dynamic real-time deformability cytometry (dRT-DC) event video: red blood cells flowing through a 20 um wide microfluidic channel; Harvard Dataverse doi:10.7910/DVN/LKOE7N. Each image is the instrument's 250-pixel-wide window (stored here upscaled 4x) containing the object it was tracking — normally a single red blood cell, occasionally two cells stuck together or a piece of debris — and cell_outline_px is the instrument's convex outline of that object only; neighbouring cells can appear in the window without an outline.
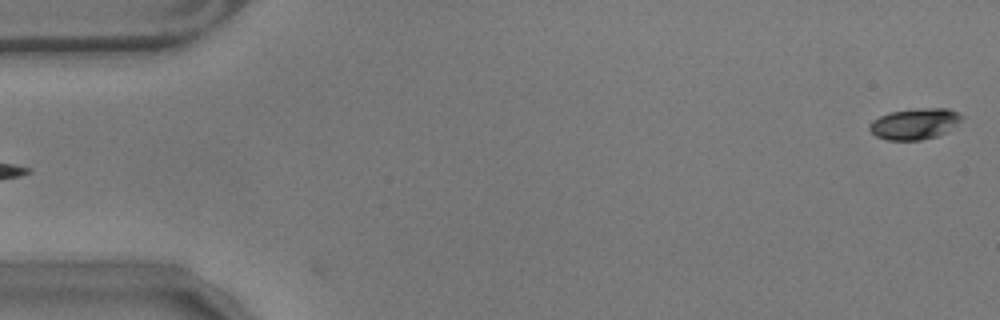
{"species": "common noctule bat (a hibernating species)", "species_latin": "Nyctalus noctula", "temperature_condition": "warm", "stored_images_in_passage": 32, "camera_frame_rate_fps": 3000, "um_per_image_px": 0.085, "animal": {"sex": "male", "body_mass_g": 17.9}, "frame": {"image": 1, "passage_image": 1, "time_ms": 0.0, "image_size_px": [1000, 320], "cell_outline_px": [[964, 116], [948, 132], [936, 136], [920, 140], [888, 140], [876, 136], [868, 128], [868, 124], [872, 120], [888, 112], [916, 108], [948, 108], [960, 112]], "centroid_in_image_um": [77.75, 10.51], "position_along_channel_um": 7.2, "area_um2": 16.88}}
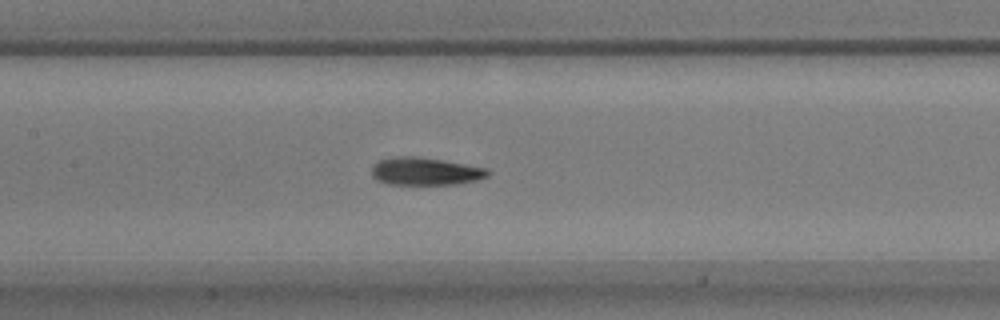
{"frame": {"image": 2, "passage_image": 8, "time_ms": 2.333, "image_size_px": [1000, 320], "cell_outline_px": [[492, 172], [488, 176], [476, 180], [456, 184], [392, 184], [376, 180], [372, 176], [372, 164], [380, 160], [392, 156], [416, 156], [444, 160], [488, 168]], "centroid_in_image_um": [36.16, 14.55], "position_along_channel_um": 171.2, "area_um2": 18.9}}
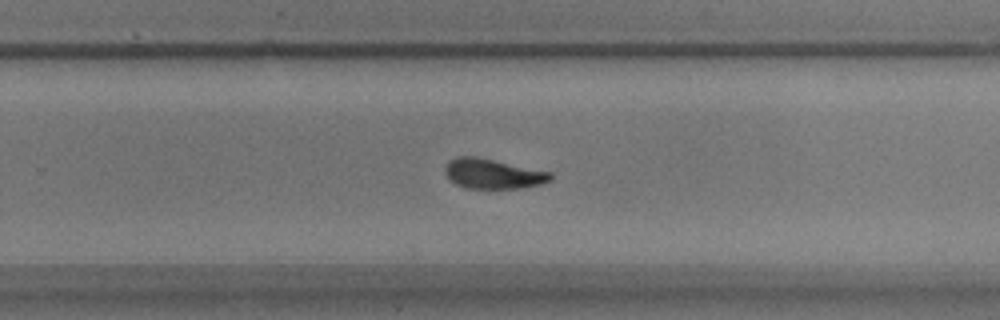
{"frame": {"image": 3, "passage_image": 18, "time_ms": 5.667, "image_size_px": [1000, 320], "cell_outline_px": [[552, 180], [540, 184], [520, 188], [468, 188], [456, 184], [444, 172], [444, 168], [448, 160], [456, 156], [476, 156], [552, 172]], "centroid_in_image_um": [41.89, 14.75], "position_along_channel_um": 287.9, "area_um2": 18.38}, "authors_computed_cell_mechanics": {"area_um2": 18.7272, "velocity_mm_per_s": 3.5073, "shape_relaxation_time_tau1_ms": 2.9422, "shape_relaxation_time_tau2_ms": 1.029, "deformation_change_tau1": 0.1316, "deformation_change_tau2": 0.068}}